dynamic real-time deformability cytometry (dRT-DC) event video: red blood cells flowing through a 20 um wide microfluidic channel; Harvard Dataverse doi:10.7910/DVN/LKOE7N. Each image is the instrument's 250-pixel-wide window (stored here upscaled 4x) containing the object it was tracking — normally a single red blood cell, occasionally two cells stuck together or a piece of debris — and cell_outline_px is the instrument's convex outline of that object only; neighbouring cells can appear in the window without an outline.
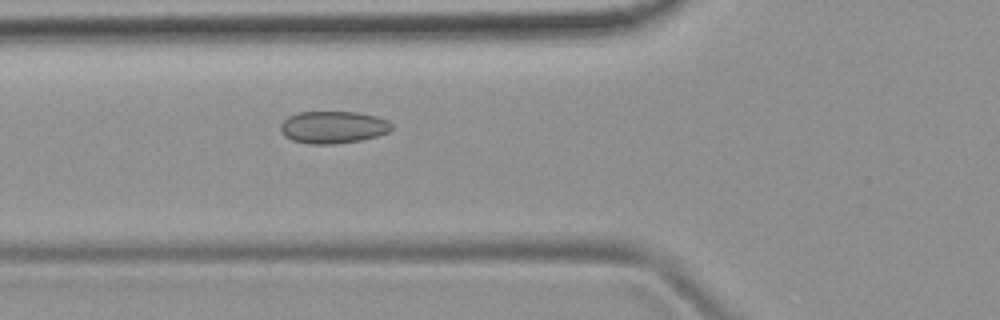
{"species": "common noctule bat (a hibernating species)", "species_latin": "Nyctalus noctula", "temperature_condition": "room temperature", "stored_images_in_passage": 6, "camera_frame_rate_fps": 3000, "um_per_image_px": 0.085, "animal": {"sex": "female", "body_mass_g": 19.9}, "frame": {"image": 1, "passage_image": 6, "time_ms": 5.667, "image_size_px": [1000, 320], "cell_outline_px": [[392, 128], [388, 132], [376, 136], [360, 140], [332, 144], [308, 144], [292, 140], [284, 136], [280, 132], [280, 124], [288, 116], [300, 112], [360, 112], [376, 116], [388, 120], [392, 124]], "centroid_in_image_um": [28.29, 10.81], "position_along_channel_um": 97.5, "area_um2": 20.98}}